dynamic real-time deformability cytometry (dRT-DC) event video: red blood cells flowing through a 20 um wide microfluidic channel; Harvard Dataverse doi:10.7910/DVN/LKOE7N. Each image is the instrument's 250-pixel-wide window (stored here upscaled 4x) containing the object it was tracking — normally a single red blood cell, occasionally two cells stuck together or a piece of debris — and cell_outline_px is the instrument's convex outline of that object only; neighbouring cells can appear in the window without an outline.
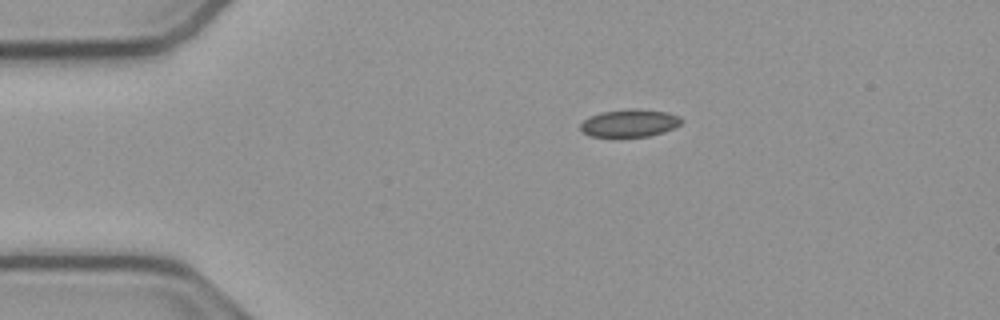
{"species": "common noctule bat (a hibernating species)", "species_latin": "Nyctalus noctula", "temperature_condition": "cold", "stored_images_in_passage": 44, "camera_frame_rate_fps": 3000, "um_per_image_px": 0.085, "animal": {"sex": "male", "body_mass_g": 23.1, "forearm_length_mm": 52.7}, "frame": {"image": 1, "passage_image": 1, "time_ms": 0.0, "image_size_px": [1000, 320], "cell_outline_px": [[684, 120], [680, 124], [664, 132], [648, 136], [592, 136], [584, 132], [580, 128], [580, 124], [584, 120], [592, 116], [604, 112], [668, 112], [680, 116]], "centroid_in_image_um": [53.55, 10.52], "position_along_channel_um": 31.5, "area_um2": 15.03}}
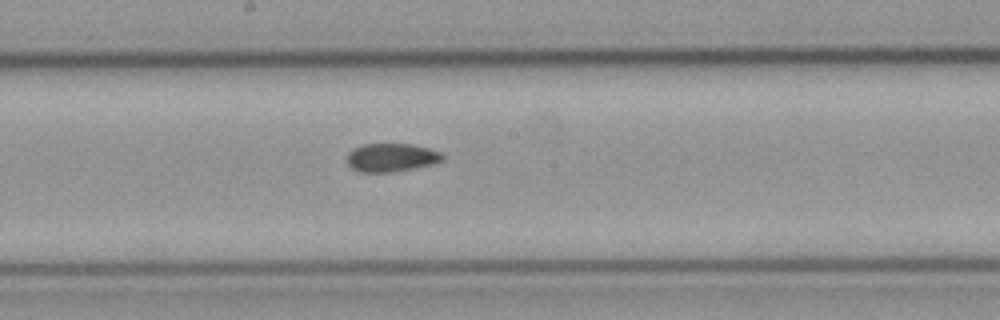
{"frame": {"image": 2, "passage_image": 19, "time_ms": 6.0, "image_size_px": [1000, 320], "cell_outline_px": [[444, 160], [432, 164], [392, 172], [360, 172], [352, 168], [348, 164], [348, 152], [352, 148], [364, 144], [412, 144], [428, 148], [440, 152], [444, 156]], "centroid_in_image_um": [33.26, 13.38], "position_along_channel_um": 214.9, "area_um2": 15.72}}
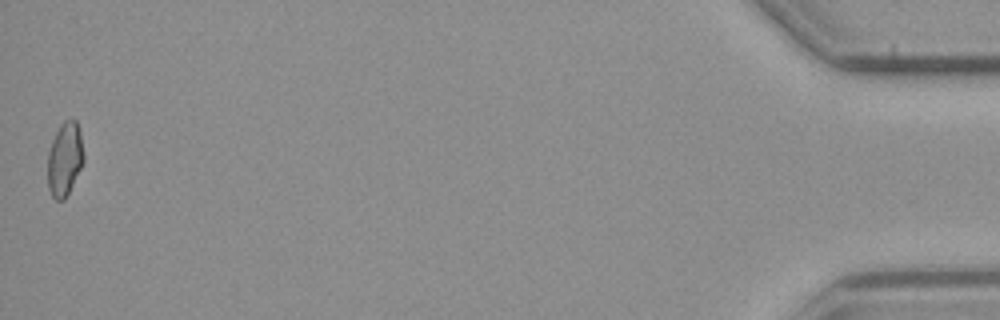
{"frame": {"image": 3, "passage_image": 44, "time_ms": 14.333, "image_size_px": [1000, 320], "cell_outline_px": [[84, 160], [64, 200], [56, 200], [52, 196], [48, 188], [48, 152], [52, 140], [60, 124], [64, 120], [76, 120], [80, 132], [84, 156]], "centroid_in_image_um": [5.49, 13.5], "position_along_channel_um": 429.7, "area_um2": 15.26}, "authors_computed_cell_mechanics": {"area_um2": 15.9239, "velocity_mm_per_s": 3.8203, "shape_relaxation_time_tau1_ms": null, "shape_relaxation_time_tau2_ms": 3.3236, "deformation_change_tau1": null, "deformation_change_tau2": 0.0657}}